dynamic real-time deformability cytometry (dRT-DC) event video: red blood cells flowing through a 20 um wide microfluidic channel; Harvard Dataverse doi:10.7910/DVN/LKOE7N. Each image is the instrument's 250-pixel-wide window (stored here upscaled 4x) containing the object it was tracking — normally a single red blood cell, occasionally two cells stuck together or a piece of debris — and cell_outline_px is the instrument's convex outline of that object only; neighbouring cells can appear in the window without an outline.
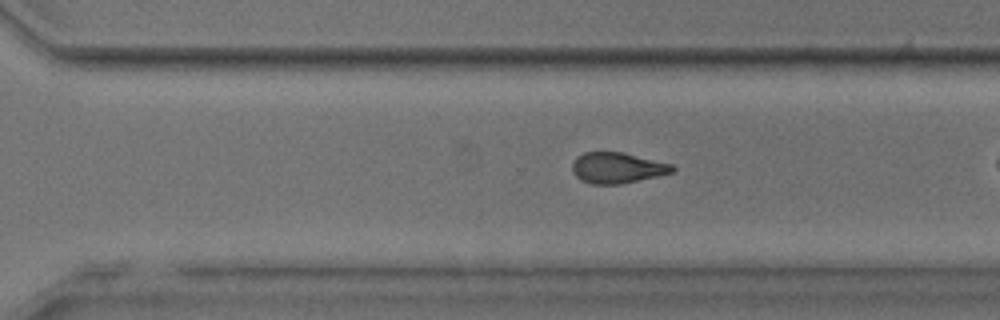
{"species": "common noctule bat (a hibernating species)", "species_latin": "Nyctalus noctula", "temperature_condition": "room temperature", "stored_images_in_passage": 33, "camera_frame_rate_fps": 3000, "um_per_image_px": 0.085, "animal": {"sex": "male", "body_mass_g": 17.9, "forearm_length_mm": 54.2}, "frame": {"image": 1, "passage_image": 28, "time_ms": 9.0, "image_size_px": [1000, 320], "cell_outline_px": [[676, 168], [672, 172], [656, 176], [620, 184], [592, 184], [580, 180], [572, 172], [572, 164], [576, 156], [584, 152], [620, 152], [672, 164]], "centroid_in_image_um": [52.41, 14.27], "position_along_channel_um": 318.2, "area_um2": 17.8}}